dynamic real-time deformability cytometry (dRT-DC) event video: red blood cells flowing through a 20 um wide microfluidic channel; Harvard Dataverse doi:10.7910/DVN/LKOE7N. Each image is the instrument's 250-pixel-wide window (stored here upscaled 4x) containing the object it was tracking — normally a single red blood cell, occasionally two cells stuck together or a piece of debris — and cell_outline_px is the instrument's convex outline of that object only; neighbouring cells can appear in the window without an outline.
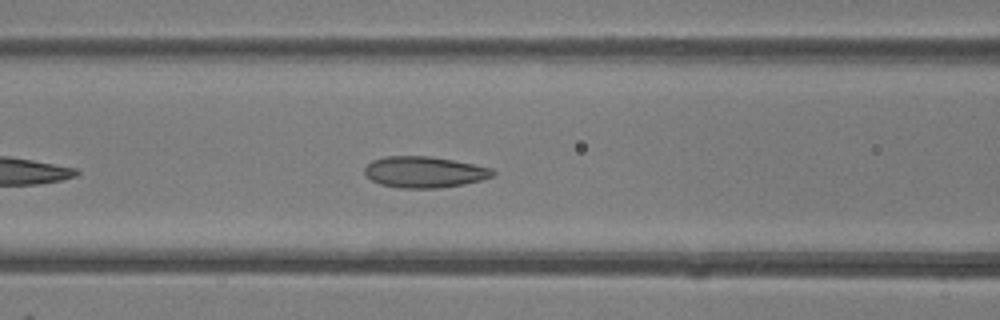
{"species": "common noctule bat (a hibernating species)", "species_latin": "Nyctalus noctula", "temperature_condition": "room temperature", "stored_images_in_passage": 14, "camera_frame_rate_fps": 3000, "um_per_image_px": 0.085, "animal": {"sex": "female"}, "frame": {"image": 1, "passage_image": 8, "time_ms": 2.333, "image_size_px": [1000, 320], "cell_outline_px": [[496, 172], [492, 176], [480, 180], [464, 184], [440, 188], [400, 188], [380, 184], [372, 180], [364, 172], [364, 168], [372, 160], [384, 156], [428, 156], [452, 160], [492, 168]], "centroid_in_image_um": [36.05, 14.62], "position_along_channel_um": 130.5, "area_um2": 23.18}}
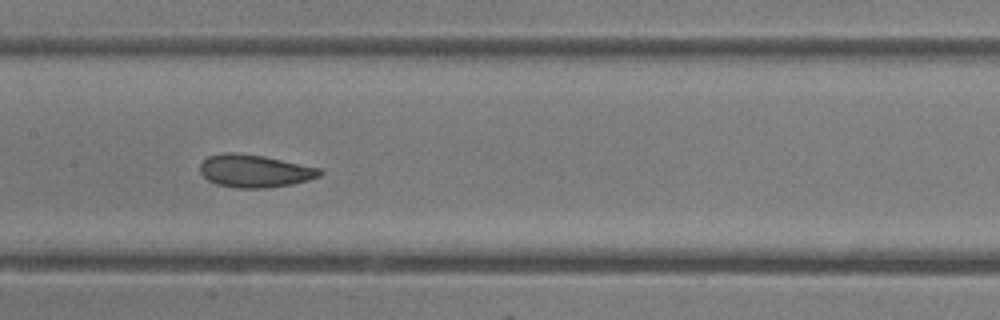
{"frame": {"image": 2, "passage_image": 12, "time_ms": 3.667, "image_size_px": [1000, 320], "cell_outline_px": [[324, 172], [320, 176], [308, 180], [292, 184], [268, 188], [236, 188], [216, 184], [208, 180], [200, 172], [200, 164], [208, 156], [224, 152], [236, 152], [264, 156], [320, 168]], "centroid_in_image_um": [21.64, 14.53], "position_along_channel_um": 185.8, "area_um2": 22.95}}